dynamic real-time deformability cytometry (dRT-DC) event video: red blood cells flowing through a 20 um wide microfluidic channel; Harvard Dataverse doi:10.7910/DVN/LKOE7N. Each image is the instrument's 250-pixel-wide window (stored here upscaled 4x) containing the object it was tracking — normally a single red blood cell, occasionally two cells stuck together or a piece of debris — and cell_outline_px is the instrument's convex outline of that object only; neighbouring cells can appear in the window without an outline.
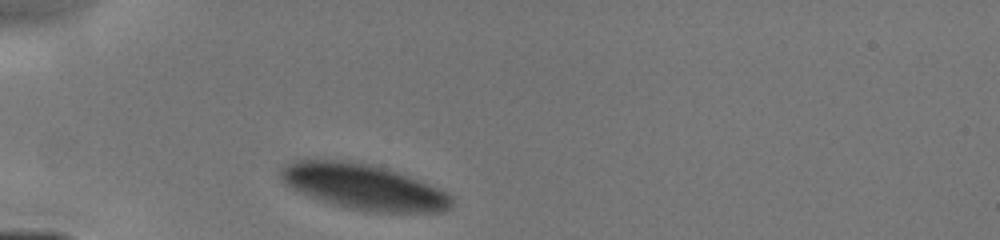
{"species": "human", "species_latin": "Homo sapiens", "temperature_condition": "cold", "stored_images_in_passage": 17, "camera_frame_rate_fps": 3000, "um_per_image_px": 0.085, "donor": {"sex": "male"}, "frame": {"image": 1, "passage_image": 1, "time_ms": 0.0, "image_size_px": [1000, 240], "cell_outline_px": [[452, 208], [444, 212], [368, 212], [344, 208], [308, 196], [284, 184], [280, 176], [280, 168], [284, 164], [296, 160], [344, 160], [368, 164], [396, 172], [408, 176], [440, 188], [452, 196]], "centroid_in_image_um": [30.9, 15.9], "position_along_channel_um": 54.1, "area_um2": 45.43}}
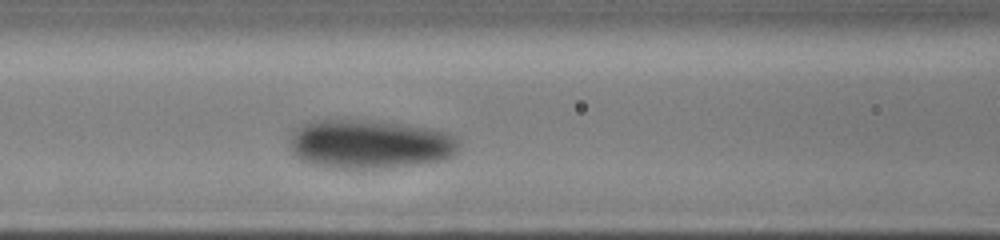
{"frame": {"image": 2, "passage_image": 7, "time_ms": 2.333, "image_size_px": [1000, 240], "cell_outline_px": [[456, 148], [452, 156], [440, 160], [420, 164], [388, 168], [324, 168], [308, 164], [300, 160], [292, 152], [288, 144], [292, 132], [296, 128], [312, 120], [340, 116], [380, 120], [428, 128], [448, 132], [456, 140]], "centroid_in_image_um": [31.3, 12.21], "position_along_channel_um": 135.3, "area_um2": 49.71}}
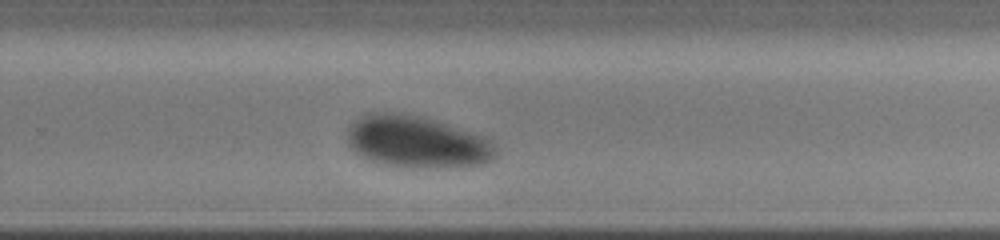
{"frame": {"image": 3, "passage_image": 17, "time_ms": 6.0, "image_size_px": [1000, 240], "cell_outline_px": [[496, 156], [492, 160], [484, 164], [444, 168], [408, 168], [384, 164], [360, 156], [348, 144], [348, 128], [352, 120], [364, 112], [404, 112], [420, 116], [480, 136], [488, 140], [496, 148]], "centroid_in_image_um": [35.36, 12.06], "position_along_channel_um": 294.4, "area_um2": 45.03}}